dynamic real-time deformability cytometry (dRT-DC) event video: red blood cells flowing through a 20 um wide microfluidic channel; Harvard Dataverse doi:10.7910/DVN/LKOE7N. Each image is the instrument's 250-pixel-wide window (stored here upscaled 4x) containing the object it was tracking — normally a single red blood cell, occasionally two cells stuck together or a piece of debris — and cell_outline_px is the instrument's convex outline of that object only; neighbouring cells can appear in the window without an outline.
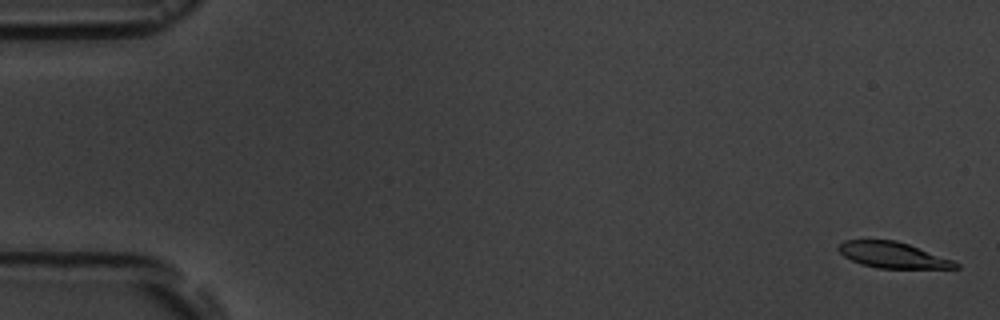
{"species": "common noctule bat (a hibernating species)", "species_latin": "Nyctalus noctula", "temperature_condition": "room temperature", "stored_images_in_passage": 6, "camera_frame_rate_fps": 3000, "um_per_image_px": 0.085, "animal": {"sex": "male", "body_mass_g": 19.5, "forearm_length_mm": 54.6}, "frame": {"image": 1, "passage_image": 1, "time_ms": 0.0, "image_size_px": [1000, 320], "cell_outline_px": [[960, 268], [876, 268], [860, 264], [844, 256], [836, 248], [844, 240], [896, 240], [908, 244], [952, 260], [960, 264]], "centroid_in_image_um": [75.86, 21.68], "position_along_channel_um": 9.1, "area_um2": 17.51}}